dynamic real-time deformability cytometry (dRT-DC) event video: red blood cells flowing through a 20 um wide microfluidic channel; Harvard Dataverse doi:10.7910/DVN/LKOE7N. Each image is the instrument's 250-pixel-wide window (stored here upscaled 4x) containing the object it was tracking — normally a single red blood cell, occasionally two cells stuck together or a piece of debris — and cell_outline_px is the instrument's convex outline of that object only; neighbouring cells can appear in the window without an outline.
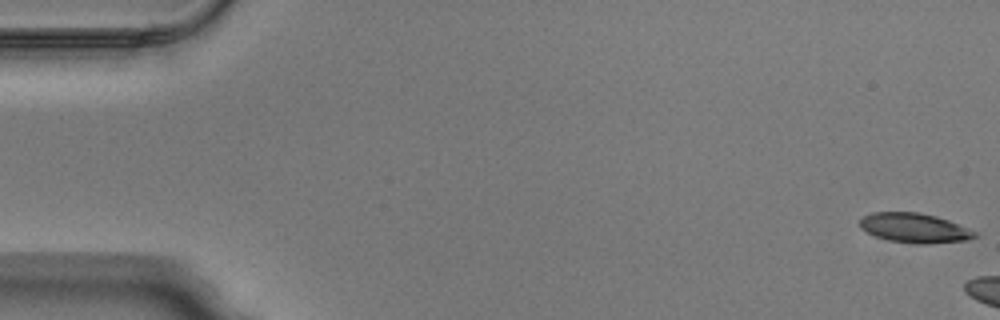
{"species": "Egyptian fruit bat (a non-hibernating species)", "species_latin": "Rousettus aegyptiacus", "temperature_condition": "warm", "stored_images_in_passage": 6, "camera_frame_rate_fps": 3000, "um_per_image_px": 0.085, "animal": {"sex": "male"}, "frame": {"image": 1, "passage_image": 1, "time_ms": 0.0, "image_size_px": [1000, 320], "cell_outline_px": [[976, 236], [964, 240], [892, 240], [876, 236], [868, 232], [860, 224], [860, 220], [864, 216], [876, 212], [916, 212], [932, 216], [956, 224]], "centroid_in_image_um": [77.56, 19.3], "position_along_channel_um": 7.4, "area_um2": 17.46}}